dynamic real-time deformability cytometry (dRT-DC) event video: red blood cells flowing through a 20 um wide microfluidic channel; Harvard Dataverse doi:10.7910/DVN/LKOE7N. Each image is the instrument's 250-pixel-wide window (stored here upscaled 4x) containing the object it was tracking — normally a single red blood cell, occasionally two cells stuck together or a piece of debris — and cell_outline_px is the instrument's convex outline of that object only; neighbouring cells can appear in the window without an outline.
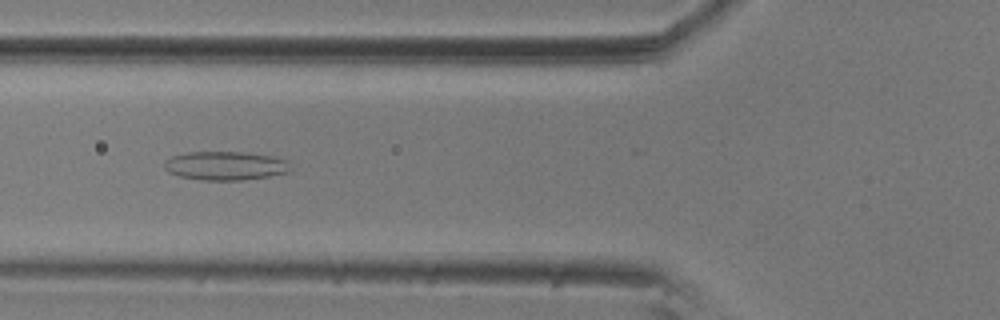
{"species": "common noctule bat (a hibernating species)", "species_latin": "Nyctalus noctula", "temperature_condition": "room temperature", "stored_images_in_passage": 42, "camera_frame_rate_fps": 3000, "um_per_image_px": 0.085, "animal": {"sex": "male", "body_mass_g": 20.5, "forearm_length_mm": 52.5}, "frame": {"image": 1, "passage_image": 20, "time_ms": 6.333, "image_size_px": [1000, 320], "cell_outline_px": [[292, 168], [288, 172], [268, 176], [240, 180], [204, 180], [180, 176], [168, 172], [164, 168], [164, 160], [172, 156], [188, 152], [244, 152], [272, 156], [288, 160]], "centroid_in_image_um": [19.16, 14.08], "position_along_channel_um": 106.6, "area_um2": 21.15}}
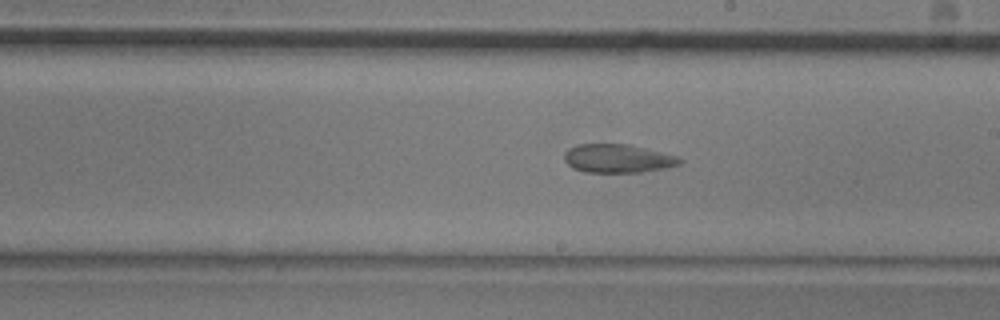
{"frame": {"image": 2, "passage_image": 31, "time_ms": 10.0, "image_size_px": [1000, 320], "cell_outline_px": [[684, 160], [680, 164], [664, 168], [640, 172], [584, 172], [572, 168], [564, 160], [564, 152], [568, 148], [576, 144], [628, 144], [676, 156]], "centroid_in_image_um": [52.46, 13.47], "position_along_channel_um": 236.5, "area_um2": 19.13}}
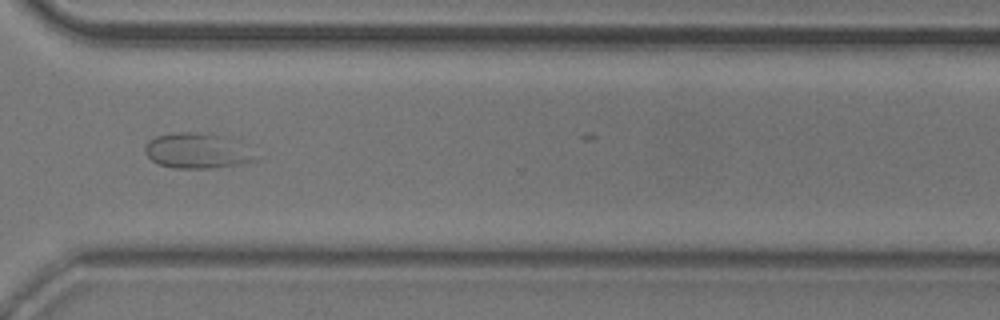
{"frame": {"image": 3, "passage_image": 41, "time_ms": 13.333, "image_size_px": [1000, 320], "cell_outline_px": [[256, 156], [252, 160], [244, 164], [208, 168], [176, 168], [160, 164], [152, 160], [144, 152], [144, 144], [148, 140], [156, 136], [172, 132], [188, 132], [216, 136]], "centroid_in_image_um": [16.54, 12.85], "position_along_channel_um": 354.1, "area_um2": 21.39}}